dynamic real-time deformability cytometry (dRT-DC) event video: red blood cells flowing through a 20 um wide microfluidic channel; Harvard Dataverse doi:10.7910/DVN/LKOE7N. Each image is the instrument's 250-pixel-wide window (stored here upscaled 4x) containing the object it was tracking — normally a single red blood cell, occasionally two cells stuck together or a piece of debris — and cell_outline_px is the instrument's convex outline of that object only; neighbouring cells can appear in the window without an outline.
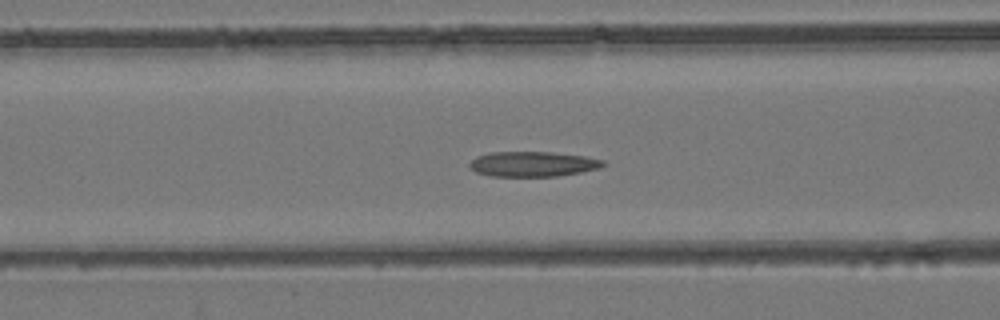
{"species": "common noctule bat (a hibernating species)", "species_latin": "Nyctalus noctula", "temperature_condition": "room temperature", "stored_images_in_passage": 54, "camera_frame_rate_fps": 3000, "um_per_image_px": 0.085, "animal": {"sex": "female", "body_mass_g": 24.6, "forearm_length_mm": 56.2}, "frame": {"image": 1, "passage_image": 21, "time_ms": 6.667, "image_size_px": [1000, 320], "cell_outline_px": [[604, 164], [600, 168], [580, 172], [556, 176], [488, 176], [476, 172], [468, 168], [468, 164], [476, 156], [488, 152], [552, 152], [584, 156], [604, 160]], "centroid_in_image_um": [45.23, 13.94], "position_along_channel_um": 121.4, "area_um2": 19.59}}
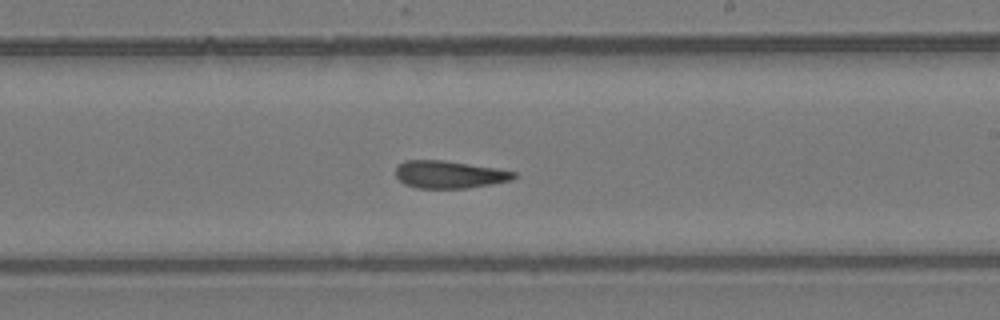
{"frame": {"image": 2, "passage_image": 31, "time_ms": 10.0, "image_size_px": [1000, 320], "cell_outline_px": [[516, 176], [512, 180], [492, 184], [468, 188], [416, 188], [404, 184], [396, 176], [396, 168], [404, 160], [444, 160], [496, 168], [516, 172]], "centroid_in_image_um": [38.19, 14.83], "position_along_channel_um": 250.8, "area_um2": 18.96}}
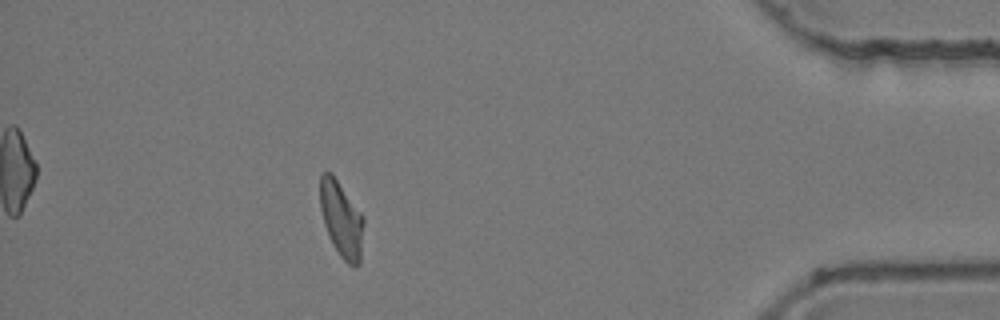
{"frame": {"image": 3, "passage_image": 47, "time_ms": 15.333, "image_size_px": [1000, 320], "cell_outline_px": [[364, 224], [360, 264], [352, 268], [340, 256], [332, 244], [328, 236], [324, 224], [320, 208], [320, 172], [332, 172], [364, 216]], "centroid_in_image_um": [29.03, 18.64], "position_along_channel_um": 406.2, "area_um2": 19.65}, "authors_computed_cell_mechanics": {"area_um2": 19.7387, "velocity_mm_per_s": 3.8867, "shape_relaxation_time_tau1_ms": null, "shape_relaxation_time_tau2_ms": 3.5467, "deformation_change_tau1": null, "deformation_change_tau2": 0.1117}}